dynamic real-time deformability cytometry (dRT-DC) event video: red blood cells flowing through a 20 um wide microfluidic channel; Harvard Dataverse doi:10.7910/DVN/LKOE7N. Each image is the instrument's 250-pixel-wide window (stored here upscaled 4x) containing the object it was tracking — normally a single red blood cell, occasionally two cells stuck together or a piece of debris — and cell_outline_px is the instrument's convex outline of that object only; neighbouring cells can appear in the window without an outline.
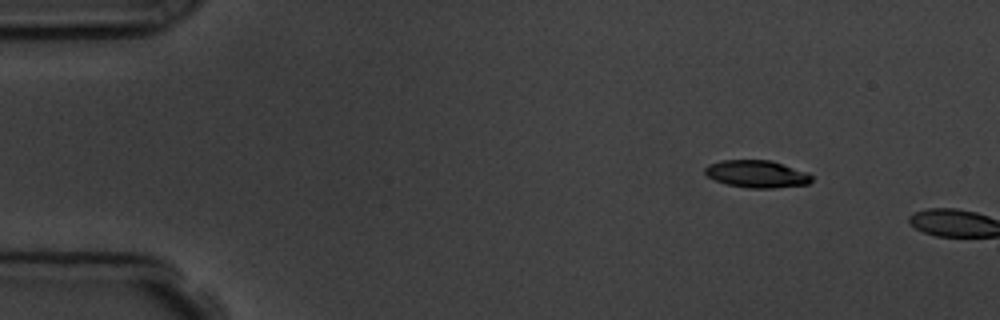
{"species": "common noctule bat (a hibernating species)", "species_latin": "Nyctalus noctula", "temperature_condition": "room temperature", "stored_images_in_passage": 2, "camera_frame_rate_fps": 3000, "um_per_image_px": 0.085, "animal": {"sex": "male", "body_mass_g": 19.5, "forearm_length_mm": 54.6}, "frame": {"image": 1, "passage_image": 1, "time_ms": 0.0, "image_size_px": [1000, 320], "cell_outline_px": [[812, 180], [808, 184], [772, 188], [748, 188], [728, 184], [716, 180], [708, 176], [704, 172], [704, 168], [708, 164], [720, 160], [772, 160], [808, 172], [812, 176]], "centroid_in_image_um": [64.34, 14.77], "position_along_channel_um": 20.7, "area_um2": 17.05}}